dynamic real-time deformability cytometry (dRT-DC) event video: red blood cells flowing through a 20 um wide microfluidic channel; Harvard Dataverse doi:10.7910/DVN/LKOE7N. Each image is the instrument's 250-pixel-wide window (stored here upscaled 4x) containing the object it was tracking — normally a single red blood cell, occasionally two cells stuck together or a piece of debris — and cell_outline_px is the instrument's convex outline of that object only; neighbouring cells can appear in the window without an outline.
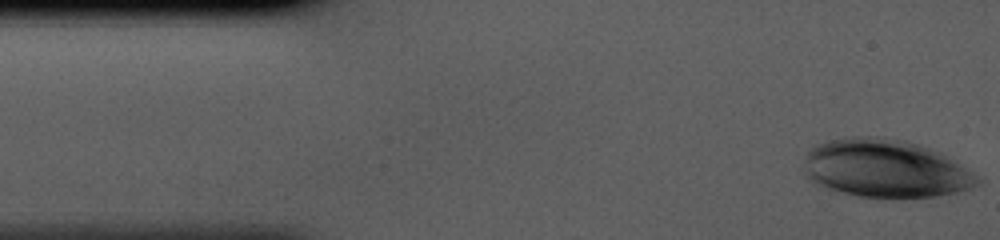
{"species": "human", "species_latin": "Homo sapiens", "temperature_condition": "cold", "stored_images_in_passage": 37, "camera_frame_rate_fps": 3000, "um_per_image_px": 0.085, "donor": {"sex": "male"}, "frame": {"image": 1, "passage_image": 1, "time_ms": 0.0, "image_size_px": [1000, 240], "cell_outline_px": [[980, 184], [972, 188], [956, 192], [936, 196], [860, 196], [828, 188], [816, 184], [804, 172], [808, 152], [816, 144], [828, 140], [844, 136], [868, 136], [904, 140], [920, 144], [940, 152], [972, 172], [980, 180]], "centroid_in_image_um": [75.26, 14.29], "position_along_channel_um": 9.7, "area_um2": 57.92}}
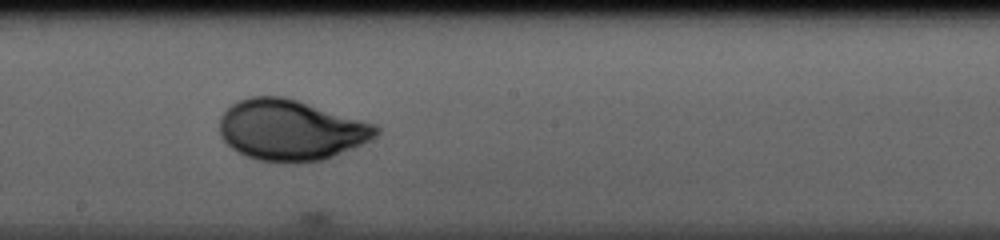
{"frame": {"image": 2, "passage_image": 22, "time_ms": 7.0, "image_size_px": [1000, 240], "cell_outline_px": [[380, 132], [376, 136], [352, 148], [324, 160], [296, 164], [284, 164], [260, 160], [248, 156], [232, 148], [220, 136], [220, 116], [232, 104], [240, 100], [252, 96], [284, 96], [376, 124], [380, 128]], "centroid_in_image_um": [24.72, 11.07], "position_along_channel_um": 223.5, "area_um2": 55.43}}
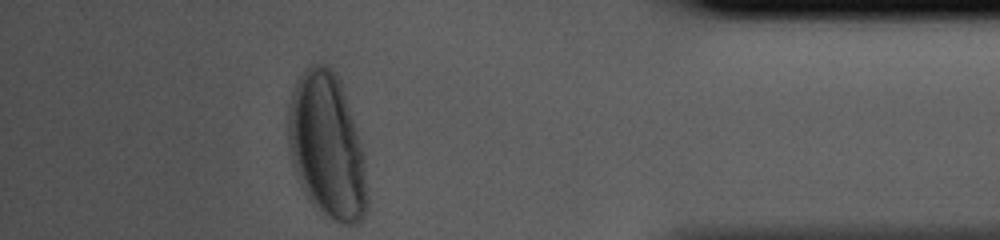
{"frame": {"image": 3, "passage_image": 37, "time_ms": 12.0, "image_size_px": [1000, 240], "cell_outline_px": [[368, 208], [360, 224], [344, 224], [328, 216], [308, 200], [296, 176], [292, 164], [288, 148], [288, 104], [292, 88], [296, 80], [308, 64], [332, 64], [340, 76], [364, 148], [368, 196]], "centroid_in_image_um": [27.81, 12.35], "position_along_channel_um": 407.4, "area_um2": 68.61}}